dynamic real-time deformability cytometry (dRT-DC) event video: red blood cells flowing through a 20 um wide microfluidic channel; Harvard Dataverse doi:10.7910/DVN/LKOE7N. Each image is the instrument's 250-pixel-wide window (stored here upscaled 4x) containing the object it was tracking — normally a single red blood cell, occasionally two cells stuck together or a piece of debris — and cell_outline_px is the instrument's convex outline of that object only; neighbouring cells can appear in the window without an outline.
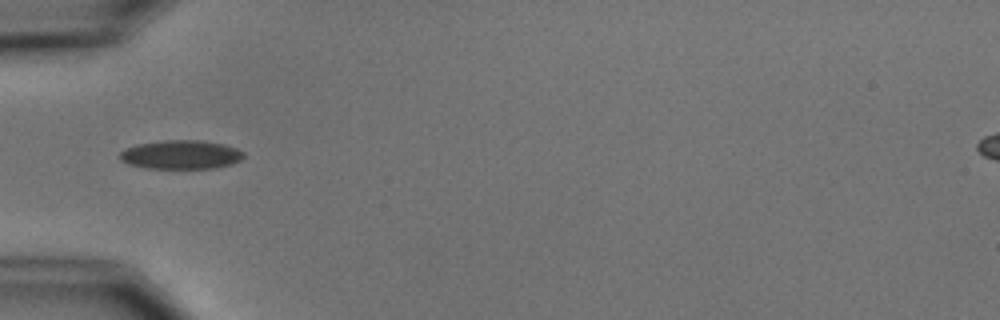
{"species": "common noctule bat (a hibernating species)", "species_latin": "Nyctalus noctula", "temperature_condition": "cold", "stored_images_in_passage": 3, "camera_frame_rate_fps": 3000, "um_per_image_px": 0.085, "animal": {"sex": "male", "body_mass_g": 15.6}, "frame": {"image": 1, "passage_image": 1, "time_ms": 0.0, "image_size_px": [1000, 320], "cell_outline_px": [[244, 156], [240, 160], [232, 164], [216, 168], [144, 168], [128, 164], [120, 160], [120, 152], [124, 148], [136, 144], [164, 140], [196, 140], [224, 144], [236, 148], [244, 152]], "centroid_in_image_um": [15.36, 13.14], "position_along_channel_um": 69.6, "area_um2": 20.92}}
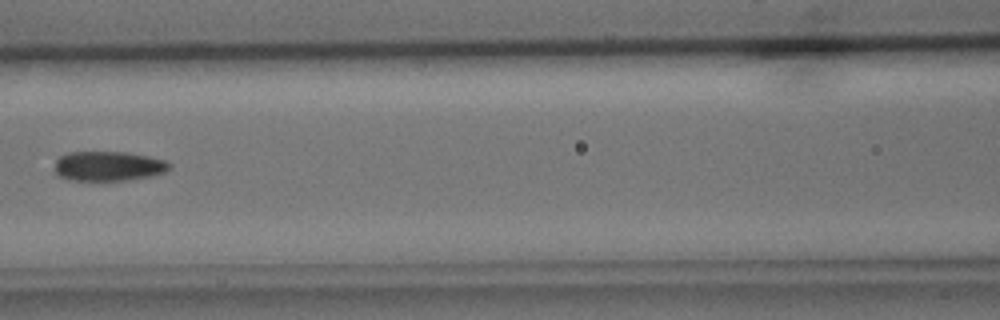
{"frame": {"image": 2, "passage_image": 3, "time_ms": 2.333, "image_size_px": [1000, 320], "cell_outline_px": [[172, 164], [164, 172], [152, 176], [128, 180], [68, 180], [56, 176], [52, 168], [56, 160], [60, 156], [68, 152], [128, 152], [148, 156], [164, 160]], "centroid_in_image_um": [9.14, 14.12], "position_along_channel_um": 157.5, "area_um2": 20.11}}